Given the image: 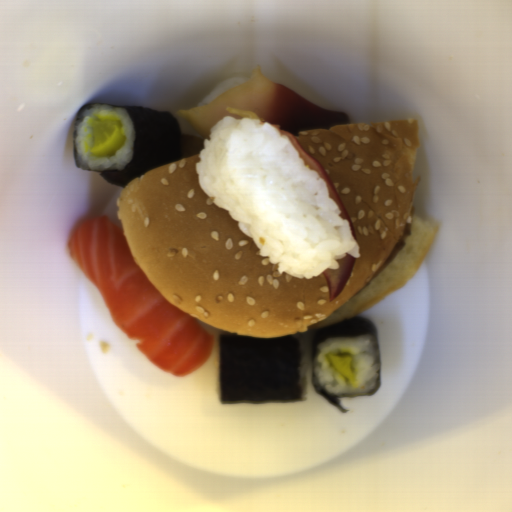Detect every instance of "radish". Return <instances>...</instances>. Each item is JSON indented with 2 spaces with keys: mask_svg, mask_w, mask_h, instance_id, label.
I'll return each mask as SVG.
<instances>
[{
  "mask_svg": "<svg viewBox=\"0 0 512 512\" xmlns=\"http://www.w3.org/2000/svg\"><path fill=\"white\" fill-rule=\"evenodd\" d=\"M92 157L113 155L122 145L124 139L121 124L108 122L97 124L92 130Z\"/></svg>",
  "mask_w": 512,
  "mask_h": 512,
  "instance_id": "1f323893",
  "label": "radish"
},
{
  "mask_svg": "<svg viewBox=\"0 0 512 512\" xmlns=\"http://www.w3.org/2000/svg\"><path fill=\"white\" fill-rule=\"evenodd\" d=\"M333 365L334 369L341 375L349 379H354V372L351 364V356L348 355H328L326 357Z\"/></svg>",
  "mask_w": 512,
  "mask_h": 512,
  "instance_id": "8e3532e8",
  "label": "radish"
}]
</instances>
